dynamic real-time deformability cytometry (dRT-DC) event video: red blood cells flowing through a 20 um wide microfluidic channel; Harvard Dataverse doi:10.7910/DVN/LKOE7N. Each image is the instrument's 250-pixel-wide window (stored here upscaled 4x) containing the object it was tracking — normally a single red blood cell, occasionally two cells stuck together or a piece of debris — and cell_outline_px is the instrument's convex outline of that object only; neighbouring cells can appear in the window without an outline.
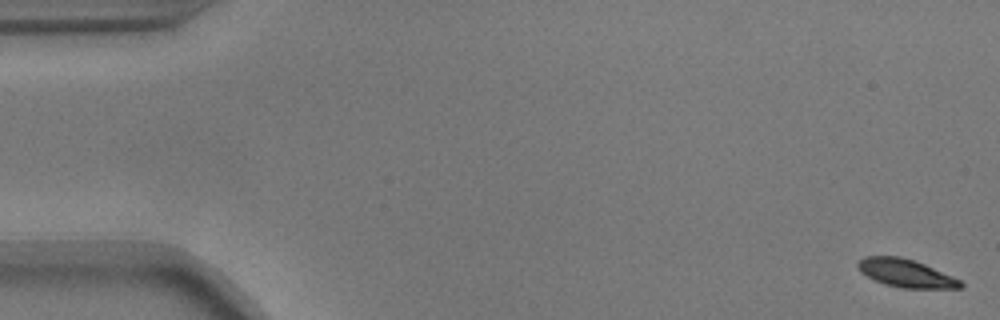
{"species": "common noctule bat (a hibernating species)", "species_latin": "Nyctalus noctula", "temperature_condition": "warm", "stored_images_in_passage": 10, "camera_frame_rate_fps": 3000, "um_per_image_px": 0.085, "animal": {"sex": "male", "body_mass_g": 17.9}, "frame": {"image": 1, "passage_image": 1, "time_ms": 0.0, "image_size_px": [1000, 320], "cell_outline_px": [[964, 284], [960, 288], [904, 288], [884, 284], [872, 280], [860, 272], [856, 264], [864, 256], [900, 256], [924, 264], [952, 276], [960, 280]], "centroid_in_image_um": [76.95, 23.22], "position_along_channel_um": 8.1, "area_um2": 16.7}}